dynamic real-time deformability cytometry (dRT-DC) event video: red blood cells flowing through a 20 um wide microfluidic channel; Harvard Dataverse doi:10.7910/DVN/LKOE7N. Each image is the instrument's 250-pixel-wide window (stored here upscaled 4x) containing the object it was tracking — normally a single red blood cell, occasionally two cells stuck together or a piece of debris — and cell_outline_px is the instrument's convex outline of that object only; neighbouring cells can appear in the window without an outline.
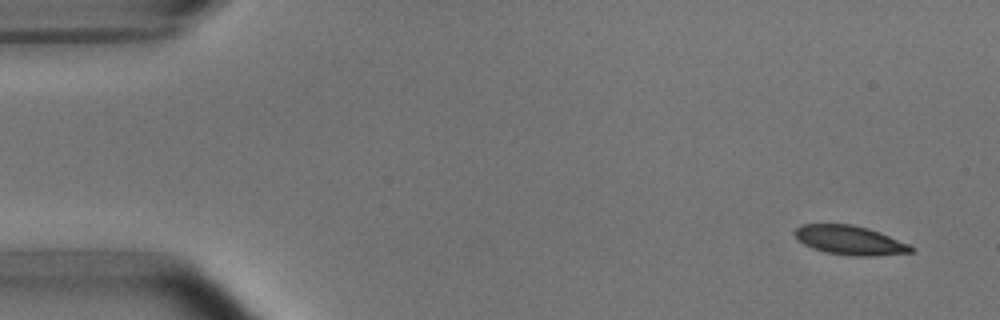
{"species": "common noctule bat (a hibernating species)", "species_latin": "Nyctalus noctula", "temperature_condition": "room temperature", "stored_images_in_passage": 9, "camera_frame_rate_fps": 3000, "um_per_image_px": 0.085, "animal": {"sex": "male", "body_mass_g": 15.6}, "frame": {"image": 1, "passage_image": 1, "time_ms": 0.0, "image_size_px": [1000, 320], "cell_outline_px": [[916, 248], [912, 252], [876, 256], [848, 256], [824, 252], [812, 248], [796, 240], [792, 232], [800, 224], [852, 224], [868, 228], [880, 232], [912, 244]], "centroid_in_image_um": [72.24, 20.42], "position_along_channel_um": 12.8, "area_um2": 20.29}}
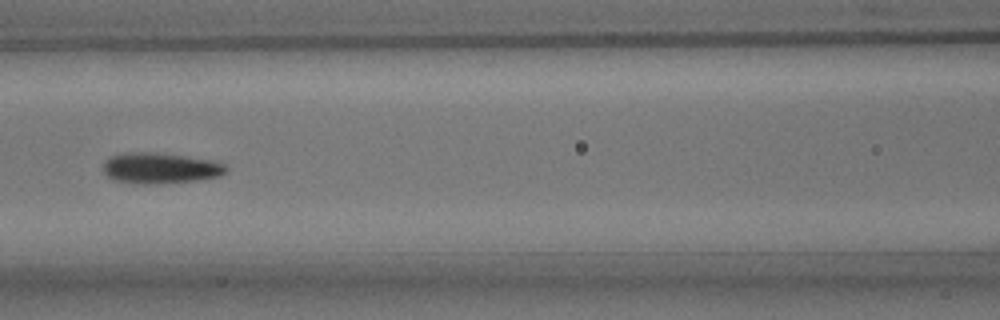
{"frame": {"image": 2, "passage_image": 6, "time_ms": 1.667, "image_size_px": [1000, 320], "cell_outline_px": [[228, 168], [220, 176], [196, 180], [152, 184], [144, 184], [116, 180], [108, 176], [104, 172], [104, 160], [108, 156], [124, 152], [156, 152], [212, 160], [224, 164]], "centroid_in_image_um": [13.59, 14.27], "position_along_channel_um": 153.0, "area_um2": 21.96}}
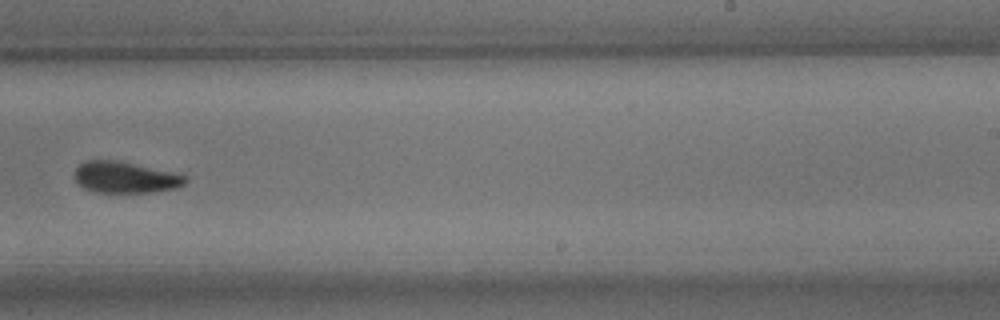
{"frame": {"image": 3, "passage_image": 9, "time_ms": 2.667, "image_size_px": [1000, 320], "cell_outline_px": [[188, 180], [184, 184], [176, 188], [152, 192], [96, 192], [84, 188], [76, 180], [76, 168], [84, 160], [116, 160], [180, 172], [188, 176]], "centroid_in_image_um": [10.73, 15.06], "position_along_channel_um": 278.3, "area_um2": 20.46}}